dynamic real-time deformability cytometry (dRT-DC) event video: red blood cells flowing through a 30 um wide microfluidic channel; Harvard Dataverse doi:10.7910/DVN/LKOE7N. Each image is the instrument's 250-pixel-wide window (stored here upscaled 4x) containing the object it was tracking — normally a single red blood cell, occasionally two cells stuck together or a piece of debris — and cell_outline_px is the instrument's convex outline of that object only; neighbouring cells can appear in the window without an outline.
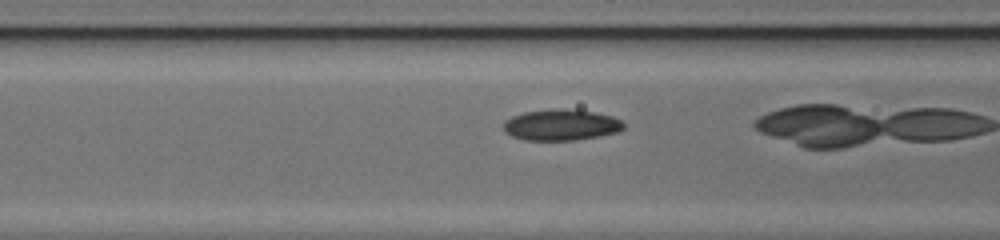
{"species": "common noctule bat (a hibernating species)", "species_latin": "Nyctalus noctula", "temperature_condition": "cold", "stored_images_in_passage": 27, "camera_frame_rate_fps": 3000, "um_per_image_px": 0.085, "animal": {"sex": "female", "body_mass_g": 17.0, "forearm_length_mm": 48.0}, "frame": {"image": 1, "passage_image": 16, "time_ms": 5.0, "image_size_px": [1000, 240], "cell_outline_px": [[624, 128], [620, 132], [600, 136], [576, 140], [524, 140], [512, 136], [504, 132], [504, 120], [512, 116], [524, 112], [592, 112], [612, 116], [620, 120], [624, 124]], "centroid_in_image_um": [47.7, 10.68], "position_along_channel_um": 118.9, "area_um2": 20.81}}